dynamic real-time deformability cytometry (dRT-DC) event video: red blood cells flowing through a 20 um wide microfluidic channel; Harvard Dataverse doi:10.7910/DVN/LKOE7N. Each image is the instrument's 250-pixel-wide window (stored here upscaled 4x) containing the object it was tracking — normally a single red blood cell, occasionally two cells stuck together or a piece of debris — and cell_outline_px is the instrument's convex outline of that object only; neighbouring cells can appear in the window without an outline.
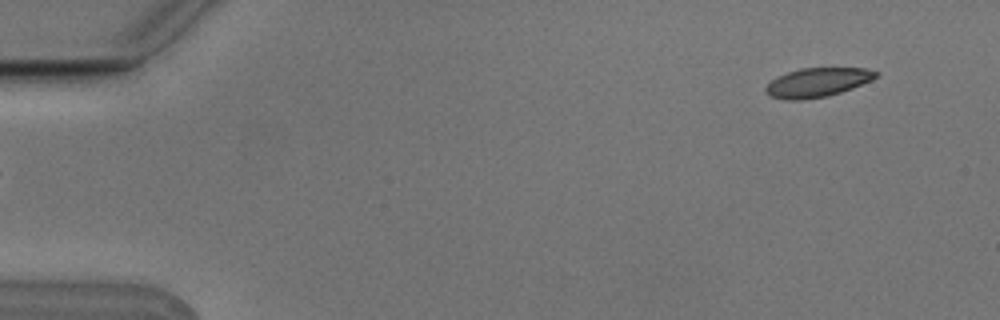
{"species": "Egyptian fruit bat (a non-hibernating species)", "species_latin": "Rousettus aegyptiacus", "temperature_condition": "cold", "stored_images_in_passage": 5, "camera_frame_rate_fps": 3000, "um_per_image_px": 0.085, "animal": {"sex": "male"}, "frame": {"image": 1, "passage_image": 5, "time_ms": 1.333, "image_size_px": [1000, 320], "cell_outline_px": [[880, 76], [872, 80], [852, 88], [828, 96], [804, 100], [784, 100], [772, 96], [764, 92], [764, 88], [776, 76], [800, 68], [864, 68], [880, 72]], "centroid_in_image_um": [69.49, 7.01], "position_along_channel_um": 15.5, "area_um2": 18.84}}